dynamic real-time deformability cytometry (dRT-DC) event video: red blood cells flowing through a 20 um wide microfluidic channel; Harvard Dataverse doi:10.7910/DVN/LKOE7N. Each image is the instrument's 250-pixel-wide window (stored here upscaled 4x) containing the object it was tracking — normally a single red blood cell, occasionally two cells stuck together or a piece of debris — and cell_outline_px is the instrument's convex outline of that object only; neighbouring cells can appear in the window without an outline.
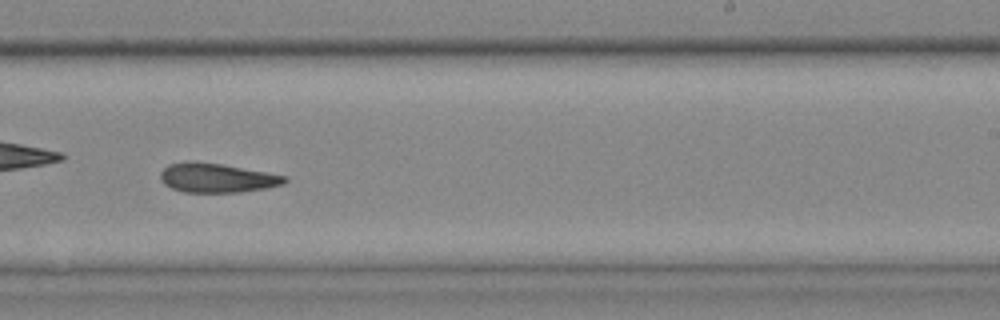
{"species": "common noctule bat (a hibernating species)", "species_latin": "Nyctalus noctula", "temperature_condition": "cold", "stored_images_in_passage": 42, "camera_frame_rate_fps": 3000, "um_per_image_px": 0.085, "animal": {"sex": "female", "body_mass_g": 25.1}, "frame": {"image": 1, "passage_image": 24, "time_ms": 7.667, "image_size_px": [1000, 320], "cell_outline_px": [[288, 180], [284, 184], [264, 188], [240, 192], [184, 192], [172, 188], [164, 184], [160, 180], [160, 172], [168, 164], [188, 160], [196, 160], [220, 164], [288, 176]], "centroid_in_image_um": [18.39, 15.1], "position_along_channel_um": 270.6, "area_um2": 21.27}, "authors_computed_cell_mechanics": {"area_um2": 21.6172, "velocity_mm_per_s": 3.6253, "shape_relaxation_time_tau1_ms": null, "shape_relaxation_time_tau2_ms": 7.7005, "deformation_change_tau1": null, "deformation_change_tau2": 0.1832}}